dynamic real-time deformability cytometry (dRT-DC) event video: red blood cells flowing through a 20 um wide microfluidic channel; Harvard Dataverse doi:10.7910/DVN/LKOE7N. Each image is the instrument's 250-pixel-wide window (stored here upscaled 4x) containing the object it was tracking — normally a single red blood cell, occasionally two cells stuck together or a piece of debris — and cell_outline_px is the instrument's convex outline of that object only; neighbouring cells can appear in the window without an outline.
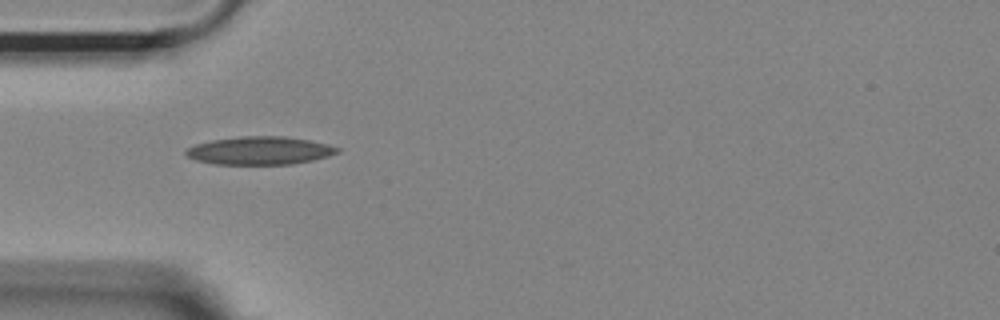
{"species": "Egyptian fruit bat (a non-hibernating species)", "species_latin": "Rousettus aegyptiacus", "temperature_condition": "room temperature", "stored_images_in_passage": 39, "camera_frame_rate_fps": 3000, "um_per_image_px": 0.085, "animal": {"sex": "female"}, "frame": {"image": 1, "passage_image": 1, "time_ms": 0.0, "image_size_px": [1000, 320], "cell_outline_px": [[340, 152], [328, 156], [312, 160], [292, 164], [216, 164], [196, 160], [188, 156], [184, 152], [184, 148], [196, 144], [212, 140], [240, 136], [284, 136], [308, 140], [328, 144], [340, 148]], "centroid_in_image_um": [22.07, 12.79], "position_along_channel_um": 62.9, "area_um2": 24.74}}
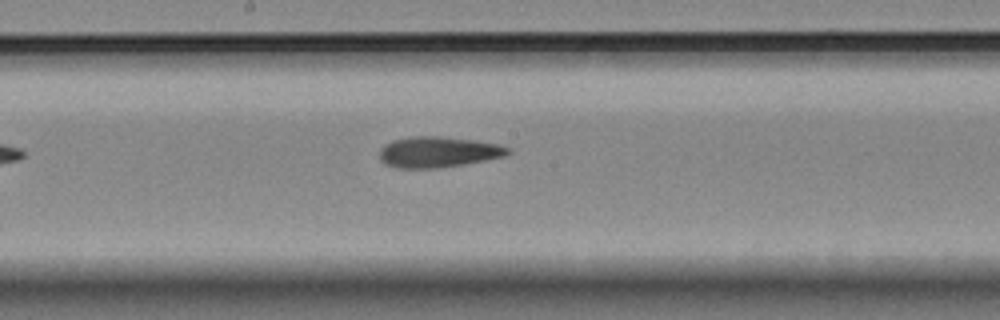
{"frame": {"image": 2, "passage_image": 13, "time_ms": 4.0, "image_size_px": [1000, 320], "cell_outline_px": [[512, 152], [504, 156], [464, 164], [440, 168], [396, 168], [384, 164], [380, 160], [380, 148], [384, 144], [392, 140], [412, 136], [440, 136], [472, 140], [500, 144], [508, 148]], "centroid_in_image_um": [37.2, 12.92], "position_along_channel_um": 211.0, "area_um2": 23.12}}
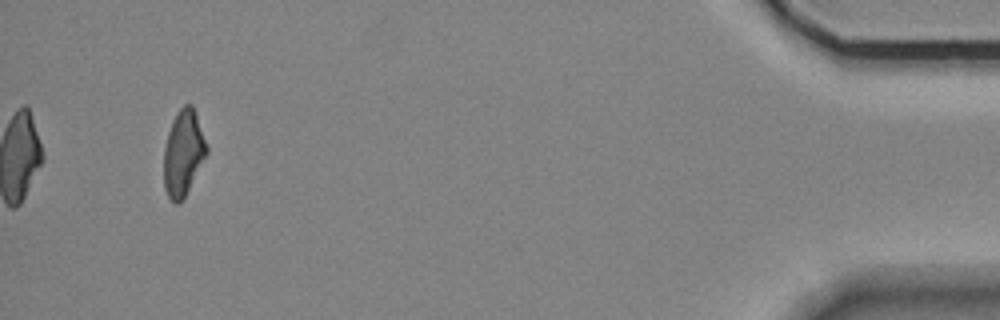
{"frame": {"image": 3, "passage_image": 36, "time_ms": 11.667, "image_size_px": [1000, 320], "cell_outline_px": [[208, 152], [184, 196], [176, 204], [168, 196], [164, 188], [164, 148], [168, 132], [172, 120], [180, 108], [184, 104], [192, 104], [196, 112], [208, 148]], "centroid_in_image_um": [15.58, 12.95], "position_along_channel_um": 419.6, "area_um2": 21.1}, "authors_computed_cell_mechanics": {"area_um2": 22.3686, "velocity_mm_per_s": 3.7014, "shape_relaxation_time_tau1_ms": 5.8461, "shape_relaxation_time_tau2_ms": 3.3319, "deformation_change_tau1": 0.1919, "deformation_change_tau2": 0.1391}}